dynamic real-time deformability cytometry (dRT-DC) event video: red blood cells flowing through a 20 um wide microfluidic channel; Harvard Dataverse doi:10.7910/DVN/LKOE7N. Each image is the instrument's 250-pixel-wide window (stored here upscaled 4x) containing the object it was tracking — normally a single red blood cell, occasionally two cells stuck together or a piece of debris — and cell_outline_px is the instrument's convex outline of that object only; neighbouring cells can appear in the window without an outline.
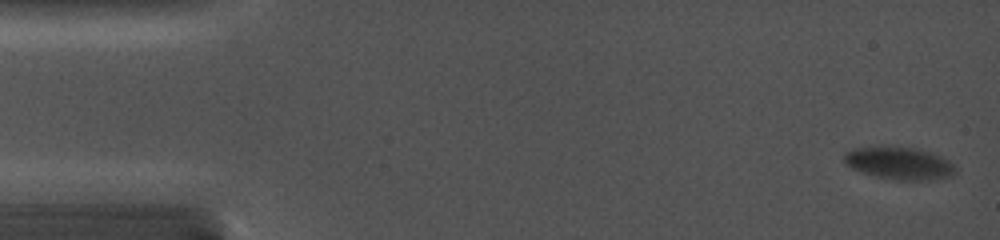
{"species": "common noctule bat (a hibernating species)", "species_latin": "Nyctalus noctula", "temperature_condition": "cold", "stored_images_in_passage": 23, "camera_frame_rate_fps": 5000, "um_per_image_px": 0.085, "animal": {"sex": "female", "body_mass_g": 19.0, "forearm_length_mm": 56.7}, "frame": {"image": 1, "passage_image": 1, "time_ms": 0.0, "image_size_px": [1000, 240], "cell_outline_px": [[956, 172], [948, 176], [932, 180], [896, 180], [876, 176], [852, 168], [844, 160], [844, 152], [856, 148], [912, 148], [928, 152], [940, 156], [948, 160], [956, 168]], "centroid_in_image_um": [76.46, 13.9], "position_along_channel_um": 8.5, "area_um2": 20.29}}
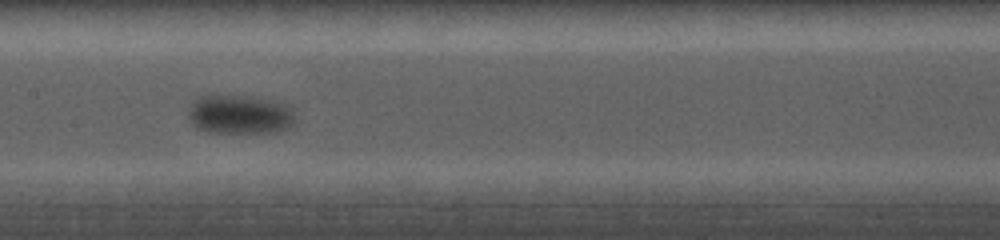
{"frame": {"image": 2, "passage_image": 12, "time_ms": 8.2, "image_size_px": [1000, 240], "cell_outline_px": [[296, 116], [292, 124], [288, 128], [276, 132], [208, 132], [196, 128], [188, 120], [188, 112], [196, 96], [212, 92], [216, 92], [272, 100], [284, 104], [292, 108]], "centroid_in_image_um": [20.31, 9.69], "position_along_channel_um": 187.1, "area_um2": 25.09}}
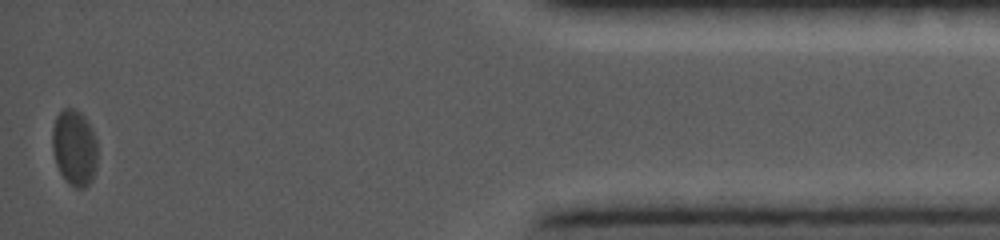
{"frame": {"image": 3, "passage_image": 23, "time_ms": 16.0, "image_size_px": [1000, 240], "cell_outline_px": [[96, 168], [88, 184], [84, 188], [76, 188], [64, 180], [56, 164], [52, 148], [52, 128], [56, 116], [64, 108], [76, 108], [84, 116], [92, 128], [96, 140]], "centroid_in_image_um": [6.31, 12.53], "position_along_channel_um": 428.9, "area_um2": 20.06}}